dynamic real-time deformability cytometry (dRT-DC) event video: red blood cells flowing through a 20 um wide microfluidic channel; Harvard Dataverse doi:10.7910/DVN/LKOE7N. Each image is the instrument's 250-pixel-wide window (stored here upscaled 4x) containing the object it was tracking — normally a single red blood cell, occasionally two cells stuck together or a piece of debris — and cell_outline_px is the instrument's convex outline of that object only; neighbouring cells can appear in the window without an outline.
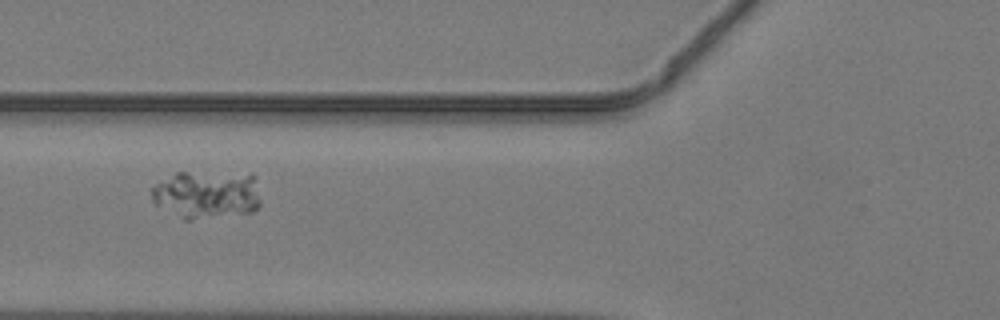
{"species": "common noctule bat (a hibernating species)", "species_latin": "Nyctalus noctula", "temperature_condition": "warm", "stored_images_in_passage": 48, "camera_frame_rate_fps": 3000, "um_per_image_px": 0.085, "animal": {"sex": "male", "body_mass_g": 19.2, "forearm_length_mm": 51.8}, "frame": {"image": 1, "passage_image": 20, "time_ms": 6.333, "image_size_px": [1000, 320], "cell_outline_px": [[260, 204], [252, 212], [192, 220], [184, 220], [156, 204], [152, 200], [152, 188], [156, 184], [176, 172], [252, 172], [260, 200]], "centroid_in_image_um": [17.59, 16.52], "position_along_channel_um": 108.2, "area_um2": 30.81}}
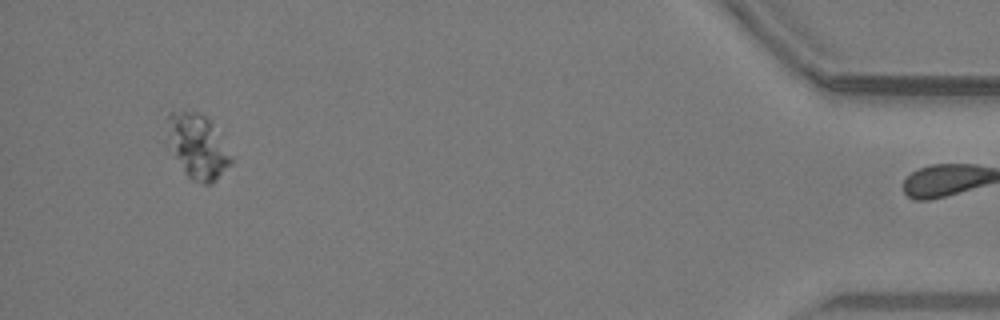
{"frame": {"image": 2, "passage_image": 47, "time_ms": 15.333, "image_size_px": [1000, 320], "cell_outline_px": [[232, 164], [212, 184], [204, 184], [192, 180], [184, 172], [176, 156], [168, 116], [168, 112], [196, 112], [204, 116], [212, 124], [232, 160]], "centroid_in_image_um": [16.87, 12.5], "position_along_channel_um": 418.3, "area_um2": 22.37}}